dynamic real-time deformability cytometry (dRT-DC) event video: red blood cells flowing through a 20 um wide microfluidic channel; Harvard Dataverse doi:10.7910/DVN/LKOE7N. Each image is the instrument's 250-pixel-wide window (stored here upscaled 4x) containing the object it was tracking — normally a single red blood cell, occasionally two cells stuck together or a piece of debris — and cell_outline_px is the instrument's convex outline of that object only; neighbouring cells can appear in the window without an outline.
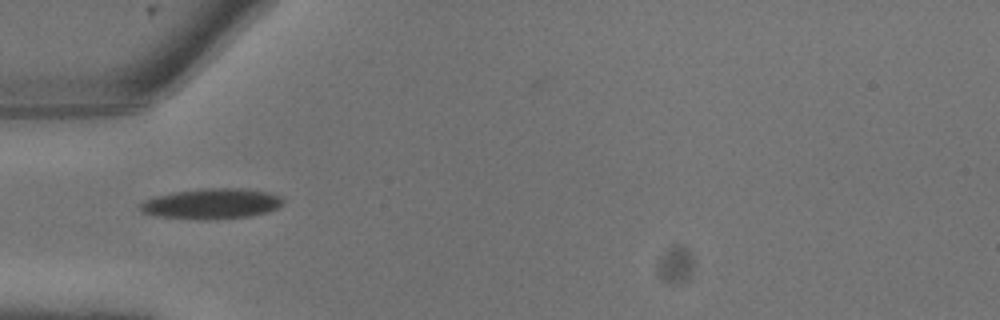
{"species": "common noctule bat (a hibernating species)", "species_latin": "Nyctalus noctula", "temperature_condition": "warm", "stored_images_in_passage": 2, "camera_frame_rate_fps": 3000, "um_per_image_px": 0.085, "animal": {"sex": "male", "body_mass_g": 13.3}, "frame": {"image": 1, "passage_image": 1, "time_ms": 0.0, "image_size_px": [1000, 320], "cell_outline_px": [[284, 204], [268, 212], [248, 216], [208, 220], [200, 220], [156, 216], [140, 212], [136, 208], [144, 200], [156, 196], [176, 192], [200, 188], [244, 188], [268, 192], [280, 196], [284, 200]], "centroid_in_image_um": [17.96, 17.32], "position_along_channel_um": 67.0, "area_um2": 25.61}}